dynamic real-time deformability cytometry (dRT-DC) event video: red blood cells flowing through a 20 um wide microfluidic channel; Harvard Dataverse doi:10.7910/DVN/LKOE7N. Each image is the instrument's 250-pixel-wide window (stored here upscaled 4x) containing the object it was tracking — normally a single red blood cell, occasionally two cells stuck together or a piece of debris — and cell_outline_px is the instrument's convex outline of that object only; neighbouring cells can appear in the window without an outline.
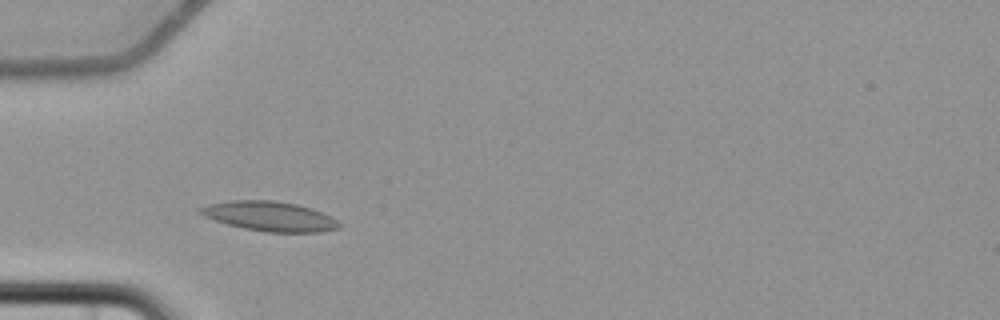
{"species": "common noctule bat (a hibernating species)", "species_latin": "Nyctalus noctula", "temperature_condition": "cold", "stored_images_in_passage": 5, "camera_frame_rate_fps": 3000, "um_per_image_px": 0.085, "animal": {"sex": "female", "body_mass_g": 22.7, "forearm_length_mm": 54.2}, "frame": {"image": 1, "passage_image": 3, "time_ms": 2.333, "image_size_px": [1000, 320], "cell_outline_px": [[344, 224], [340, 228], [320, 232], [268, 232], [244, 228], [228, 224], [204, 216], [196, 208], [208, 204], [228, 200], [272, 200], [296, 204], [312, 208], [332, 216]], "centroid_in_image_um": [22.97, 18.38], "position_along_channel_um": 62.0, "area_um2": 24.16}}
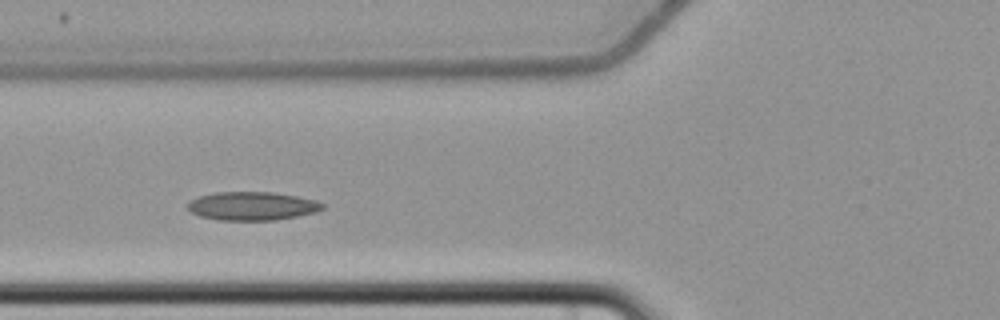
{"frame": {"image": 2, "passage_image": 4, "time_ms": 3.667, "image_size_px": [1000, 320], "cell_outline_px": [[324, 208], [316, 212], [276, 220], [220, 220], [200, 216], [192, 212], [188, 208], [188, 204], [192, 200], [200, 196], [216, 192], [272, 192], [296, 196], [316, 200], [324, 204]], "centroid_in_image_um": [21.46, 17.51], "position_along_channel_um": 104.3, "area_um2": 22.2}}
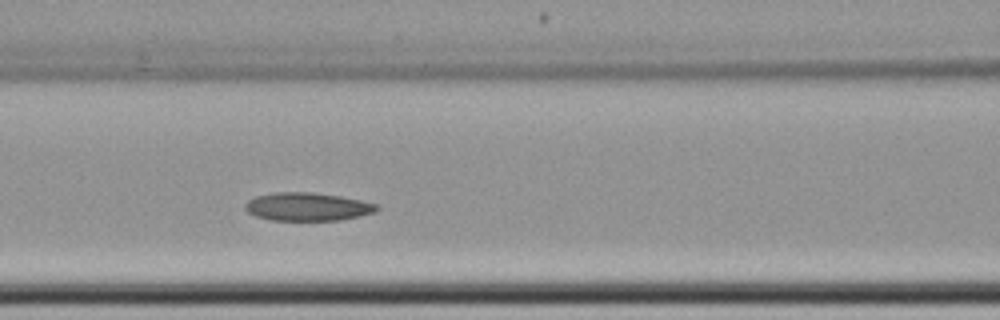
{"frame": {"image": 3, "passage_image": 5, "time_ms": 4.667, "image_size_px": [1000, 320], "cell_outline_px": [[380, 208], [376, 212], [340, 220], [272, 220], [256, 216], [248, 212], [244, 208], [244, 204], [248, 200], [256, 196], [272, 192], [312, 192], [340, 196], [360, 200], [376, 204]], "centroid_in_image_um": [26.11, 17.56], "position_along_channel_um": 140.5, "area_um2": 21.62}}